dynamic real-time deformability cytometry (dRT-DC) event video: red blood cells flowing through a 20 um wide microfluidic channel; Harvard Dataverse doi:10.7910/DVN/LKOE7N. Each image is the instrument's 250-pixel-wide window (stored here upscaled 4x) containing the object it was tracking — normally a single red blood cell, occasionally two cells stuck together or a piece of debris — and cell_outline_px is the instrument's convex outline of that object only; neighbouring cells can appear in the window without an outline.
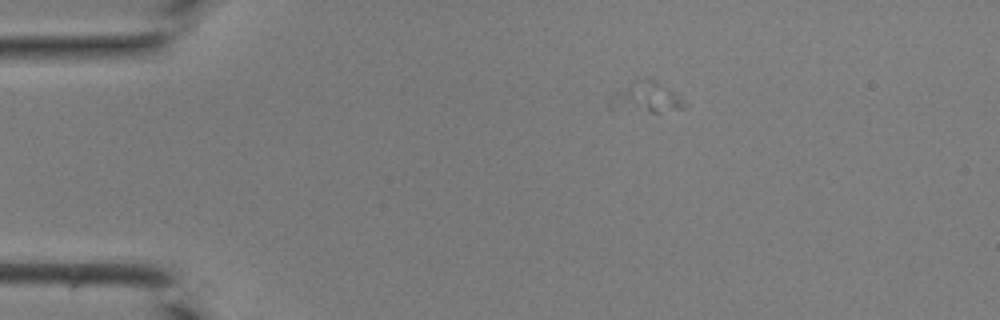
{"species": "common noctule bat (a hibernating species)", "species_latin": "Nyctalus noctula", "temperature_condition": "room temperature", "stored_images_in_passage": 8, "camera_frame_rate_fps": 3000, "um_per_image_px": 0.085, "animal": {"sex": "male", "body_mass_g": 19.0, "forearm_length_mm": 50.8}, "frame": {"image": 1, "passage_image": 2, "time_ms": 0.333, "image_size_px": [1000, 320], "cell_outline_px": [[688, 108], [656, 112], [612, 112], [608, 108], [608, 96], [612, 92], [644, 76], [660, 84], [672, 92], [688, 104]], "centroid_in_image_um": [54.77, 8.33], "position_along_channel_um": 30.2, "area_um2": 13.87}}